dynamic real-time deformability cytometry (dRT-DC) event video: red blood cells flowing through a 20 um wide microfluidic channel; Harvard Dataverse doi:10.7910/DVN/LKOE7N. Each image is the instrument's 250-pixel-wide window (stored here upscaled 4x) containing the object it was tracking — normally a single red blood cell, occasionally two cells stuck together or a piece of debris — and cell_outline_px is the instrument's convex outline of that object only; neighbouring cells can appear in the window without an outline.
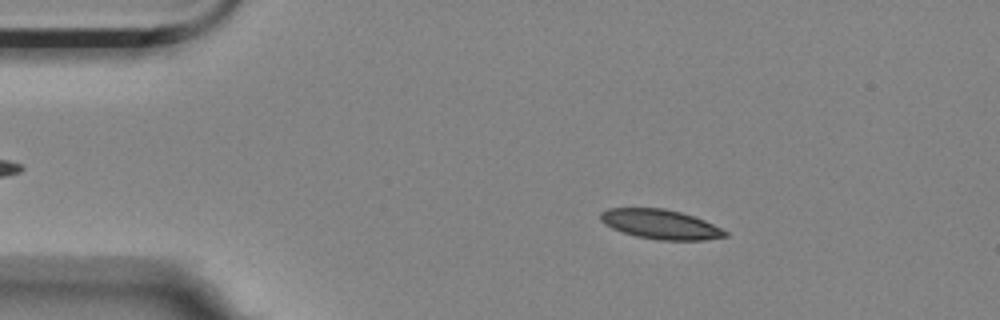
{"species": "Egyptian fruit bat (a non-hibernating species)", "species_latin": "Rousettus aegyptiacus", "temperature_condition": "room temperature", "stored_images_in_passage": 56, "camera_frame_rate_fps": 3000, "um_per_image_px": 0.085, "animal": {"sex": "female"}, "frame": {"image": 1, "passage_image": 9, "time_ms": 2.667, "image_size_px": [1000, 320], "cell_outline_px": [[728, 236], [704, 240], [660, 240], [636, 236], [612, 228], [604, 224], [600, 220], [600, 212], [608, 208], [664, 208], [680, 212], [704, 220], [728, 232]], "centroid_in_image_um": [56.12, 19.06], "position_along_channel_um": 28.9, "area_um2": 21.33}}
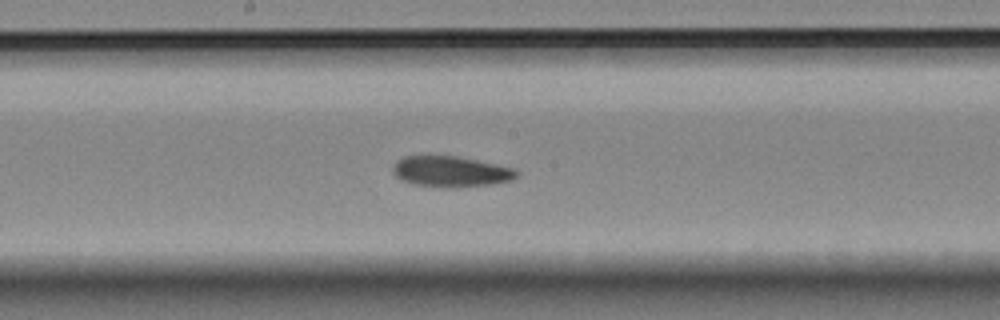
{"frame": {"image": 2, "passage_image": 29, "time_ms": 9.333, "image_size_px": [1000, 320], "cell_outline_px": [[520, 172], [512, 180], [492, 184], [452, 188], [448, 188], [416, 184], [400, 180], [392, 172], [392, 168], [396, 160], [404, 156], [424, 152], [456, 156], [516, 168]], "centroid_in_image_um": [38.26, 14.54], "position_along_channel_um": 209.9, "area_um2": 23.0}}
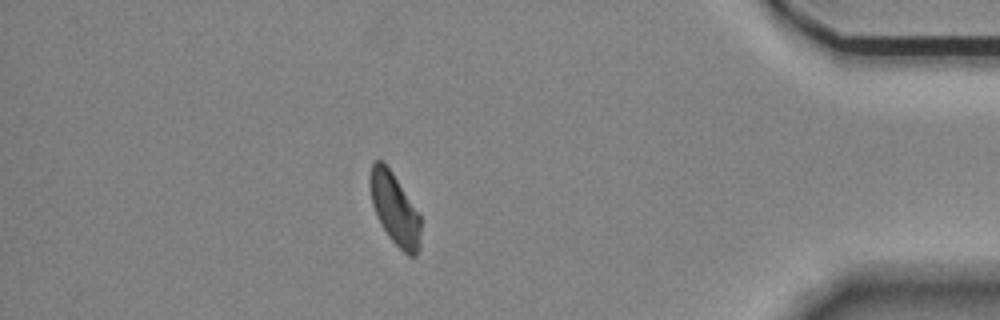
{"frame": {"image": 3, "passage_image": 49, "time_ms": 16.0, "image_size_px": [1000, 320], "cell_outline_px": [[420, 248], [416, 256], [408, 256], [388, 236], [380, 224], [376, 216], [372, 204], [368, 184], [368, 176], [372, 164], [376, 160], [384, 160], [392, 172], [420, 216]], "centroid_in_image_um": [33.51, 17.74], "position_along_channel_um": 401.7, "area_um2": 21.27}}